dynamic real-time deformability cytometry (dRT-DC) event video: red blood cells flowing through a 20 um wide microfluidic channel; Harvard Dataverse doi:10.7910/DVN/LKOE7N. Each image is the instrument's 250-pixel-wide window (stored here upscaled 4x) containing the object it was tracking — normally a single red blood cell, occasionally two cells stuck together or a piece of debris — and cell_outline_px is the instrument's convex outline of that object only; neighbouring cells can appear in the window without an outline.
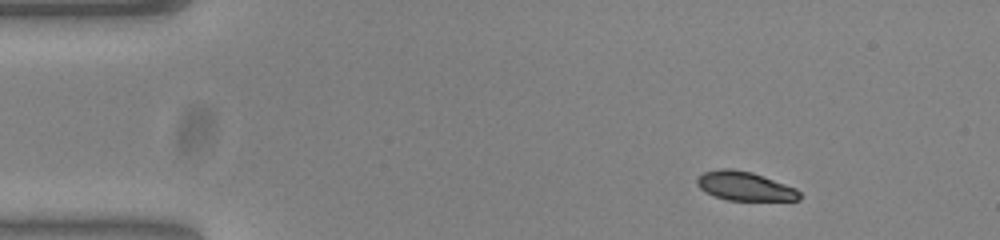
{"species": "common noctule bat (a hibernating species)", "species_latin": "Nyctalus noctula", "temperature_condition": "warm", "stored_images_in_passage": 54, "camera_frame_rate_fps": 3000, "um_per_image_px": 0.085, "animal": {"sex": "female", "body_mass_g": 23.0, "forearm_length_mm": 53.4}, "frame": {"image": 1, "passage_image": 7, "time_ms": 2.0, "image_size_px": [1000, 240], "cell_outline_px": [[800, 200], [728, 200], [704, 192], [696, 184], [696, 180], [704, 172], [720, 168], [728, 168], [752, 172], [796, 188], [800, 192]], "centroid_in_image_um": [63.29, 15.82], "position_along_channel_um": 21.7, "area_um2": 17.17}}
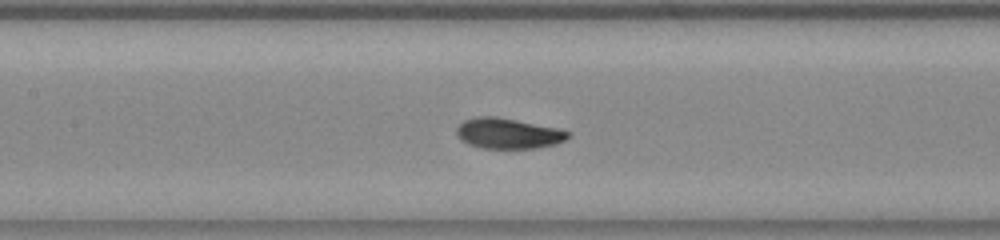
{"frame": {"image": 2, "passage_image": 25, "time_ms": 8.0, "image_size_px": [1000, 240], "cell_outline_px": [[572, 136], [556, 144], [536, 148], [480, 148], [468, 144], [460, 140], [456, 132], [456, 128], [464, 120], [480, 116], [496, 116], [556, 128], [572, 132]], "centroid_in_image_um": [43.19, 11.34], "position_along_channel_um": 164.2, "area_um2": 19.83}}
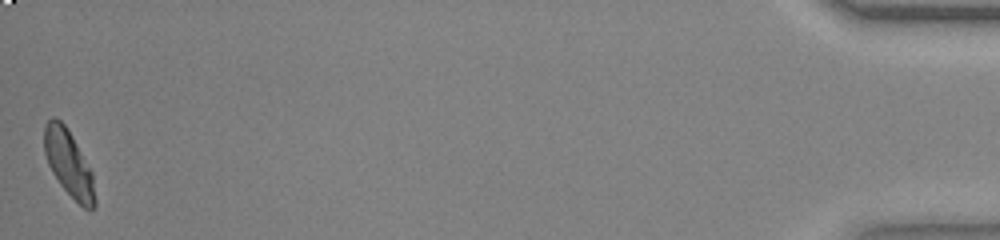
{"frame": {"image": 3, "passage_image": 54, "time_ms": 17.667, "image_size_px": [1000, 240], "cell_outline_px": [[96, 204], [88, 212], [60, 184], [52, 172], [48, 164], [44, 152], [44, 128], [48, 120], [52, 116], [56, 116], [64, 124], [72, 136], [92, 172], [96, 200]], "centroid_in_image_um": [5.84, 13.88], "position_along_channel_um": 429.4, "area_um2": 19.36}, "authors_computed_cell_mechanics": {"area_um2": 19.2763, "velocity_mm_per_s": 3.7763, "shape_relaxation_time_tau1_ms": 2.7724, "shape_relaxation_time_tau2_ms": 0.8144, "deformation_change_tau1": 0.1597, "deformation_change_tau2": 0.0521}}